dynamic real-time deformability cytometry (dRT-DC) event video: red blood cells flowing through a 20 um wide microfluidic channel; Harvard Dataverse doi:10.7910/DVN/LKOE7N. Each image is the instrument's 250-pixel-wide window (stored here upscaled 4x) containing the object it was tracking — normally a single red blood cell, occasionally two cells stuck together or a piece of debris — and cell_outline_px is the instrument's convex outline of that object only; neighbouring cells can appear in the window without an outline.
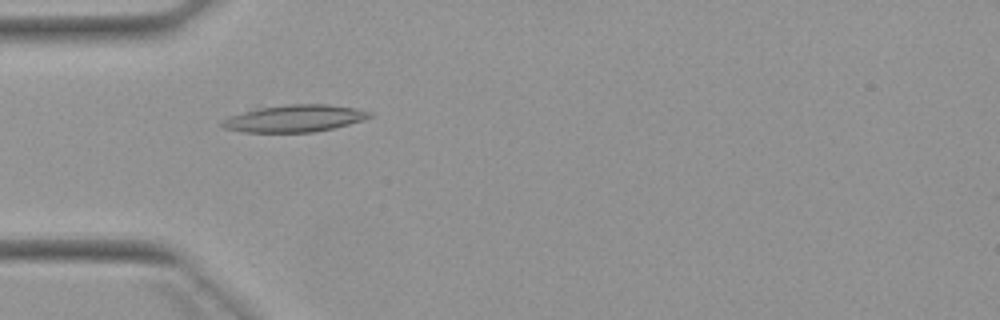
{"species": "Egyptian fruit bat (a non-hibernating species)", "species_latin": "Rousettus aegyptiacus", "temperature_condition": "warm", "stored_images_in_passage": 4, "camera_frame_rate_fps": 3000, "um_per_image_px": 0.085, "animal": {"sex": "female"}, "frame": {"image": 1, "passage_image": 3, "time_ms": 3.333, "image_size_px": [1000, 320], "cell_outline_px": [[372, 116], [348, 124], [332, 128], [312, 132], [244, 132], [224, 128], [220, 124], [220, 120], [228, 116], [256, 108], [288, 104], [328, 104], [356, 108], [372, 112]], "centroid_in_image_um": [24.98, 10.06], "position_along_channel_um": 60.0, "area_um2": 23.24}}
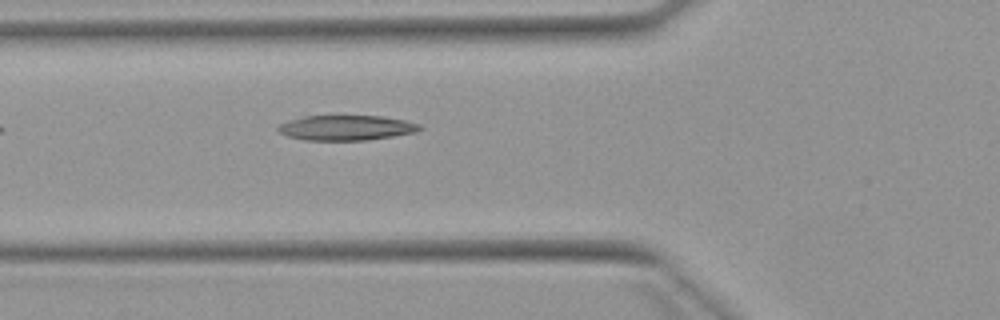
{"frame": {"image": 2, "passage_image": 4, "time_ms": 4.333, "image_size_px": [1000, 320], "cell_outline_px": [[424, 128], [416, 132], [368, 140], [304, 140], [288, 136], [280, 132], [276, 128], [280, 124], [288, 120], [304, 116], [380, 116], [404, 120], [420, 124]], "centroid_in_image_um": [29.44, 10.86], "position_along_channel_um": 96.4, "area_um2": 20.63}}